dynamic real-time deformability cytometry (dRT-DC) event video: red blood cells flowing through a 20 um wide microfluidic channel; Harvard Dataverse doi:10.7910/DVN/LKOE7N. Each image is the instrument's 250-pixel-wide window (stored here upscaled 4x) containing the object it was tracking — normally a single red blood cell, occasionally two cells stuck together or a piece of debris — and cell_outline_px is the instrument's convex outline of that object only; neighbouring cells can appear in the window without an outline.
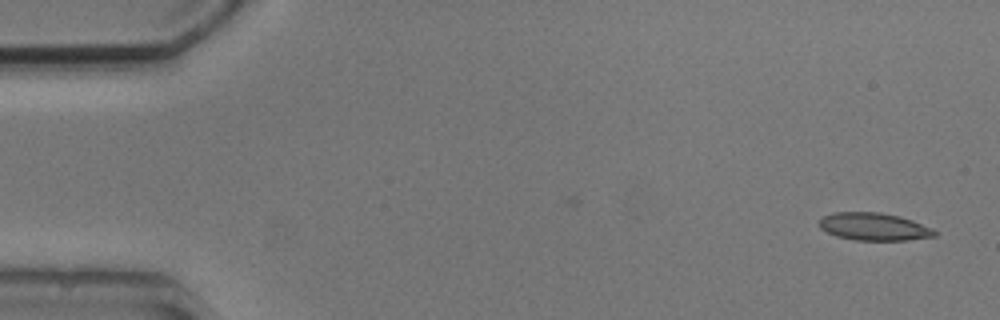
{"species": "common noctule bat (a hibernating species)", "species_latin": "Nyctalus noctula", "temperature_condition": "cold", "stored_images_in_passage": 2, "camera_frame_rate_fps": 3000, "um_per_image_px": 0.085, "animal": {"sex": "male", "body_mass_g": 20.5, "forearm_length_mm": 52.5}, "frame": {"image": 1, "passage_image": 2, "time_ms": 1.333, "image_size_px": [1000, 320], "cell_outline_px": [[936, 236], [908, 240], [856, 240], [836, 236], [820, 228], [820, 220], [824, 216], [832, 212], [880, 212], [900, 216], [912, 220], [932, 228], [936, 232]], "centroid_in_image_um": [74.29, 19.26], "position_along_channel_um": 10.7, "area_um2": 18.5}}